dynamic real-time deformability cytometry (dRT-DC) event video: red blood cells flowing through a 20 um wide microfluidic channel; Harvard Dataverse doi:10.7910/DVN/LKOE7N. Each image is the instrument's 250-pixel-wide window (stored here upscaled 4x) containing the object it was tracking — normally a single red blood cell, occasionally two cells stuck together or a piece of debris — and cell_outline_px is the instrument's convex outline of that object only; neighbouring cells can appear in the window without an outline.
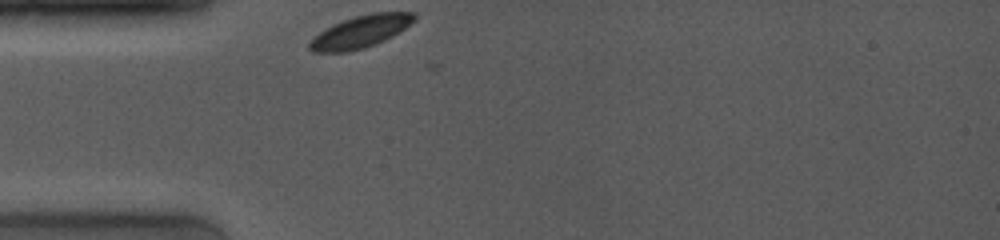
{"species": "common noctule bat (a hibernating species)", "species_latin": "Nyctalus noctula", "temperature_condition": "room temperature", "stored_images_in_passage": 1, "camera_frame_rate_fps": 4000, "um_per_image_px": 0.085, "animal": {"sex": "female", "body_mass_g": 19.0, "forearm_length_mm": 53.3}, "frame": {"image": 1, "passage_image": 1, "time_ms": 0.0, "image_size_px": [1000, 240], "cell_outline_px": [[416, 20], [392, 36], [384, 40], [364, 48], [348, 52], [312, 52], [308, 48], [308, 44], [324, 28], [332, 24], [356, 16], [372, 12], [416, 12]], "centroid_in_image_um": [30.65, 2.69], "position_along_channel_um": 54.4, "area_um2": 19.59}}